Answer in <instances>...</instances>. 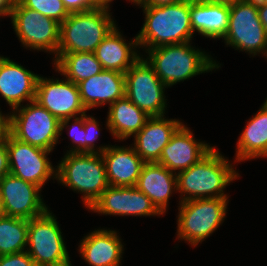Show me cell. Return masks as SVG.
Masks as SVG:
<instances>
[{
  "label": "cell",
  "mask_w": 267,
  "mask_h": 266,
  "mask_svg": "<svg viewBox=\"0 0 267 266\" xmlns=\"http://www.w3.org/2000/svg\"><path fill=\"white\" fill-rule=\"evenodd\" d=\"M229 5L210 3L205 0H190L192 31L211 38H224L228 29Z\"/></svg>",
  "instance_id": "23"
},
{
  "label": "cell",
  "mask_w": 267,
  "mask_h": 266,
  "mask_svg": "<svg viewBox=\"0 0 267 266\" xmlns=\"http://www.w3.org/2000/svg\"><path fill=\"white\" fill-rule=\"evenodd\" d=\"M89 209L105 215L161 214L151 200L136 186H109Z\"/></svg>",
  "instance_id": "15"
},
{
  "label": "cell",
  "mask_w": 267,
  "mask_h": 266,
  "mask_svg": "<svg viewBox=\"0 0 267 266\" xmlns=\"http://www.w3.org/2000/svg\"><path fill=\"white\" fill-rule=\"evenodd\" d=\"M181 125L179 120H168L163 116L150 117L135 135L136 153L145 163H157L163 148Z\"/></svg>",
  "instance_id": "20"
},
{
  "label": "cell",
  "mask_w": 267,
  "mask_h": 266,
  "mask_svg": "<svg viewBox=\"0 0 267 266\" xmlns=\"http://www.w3.org/2000/svg\"><path fill=\"white\" fill-rule=\"evenodd\" d=\"M109 186H136L145 162L133 148L100 147Z\"/></svg>",
  "instance_id": "18"
},
{
  "label": "cell",
  "mask_w": 267,
  "mask_h": 266,
  "mask_svg": "<svg viewBox=\"0 0 267 266\" xmlns=\"http://www.w3.org/2000/svg\"><path fill=\"white\" fill-rule=\"evenodd\" d=\"M227 198H205L183 201L178 215V238L193 245L207 238L226 215Z\"/></svg>",
  "instance_id": "7"
},
{
  "label": "cell",
  "mask_w": 267,
  "mask_h": 266,
  "mask_svg": "<svg viewBox=\"0 0 267 266\" xmlns=\"http://www.w3.org/2000/svg\"><path fill=\"white\" fill-rule=\"evenodd\" d=\"M210 3L224 4V5H233L239 0H205Z\"/></svg>",
  "instance_id": "40"
},
{
  "label": "cell",
  "mask_w": 267,
  "mask_h": 266,
  "mask_svg": "<svg viewBox=\"0 0 267 266\" xmlns=\"http://www.w3.org/2000/svg\"><path fill=\"white\" fill-rule=\"evenodd\" d=\"M84 128L86 131V153H93L94 151V141L95 138L98 137V131L100 128H98V123L93 117H87L86 114H84ZM98 130V131H97Z\"/></svg>",
  "instance_id": "32"
},
{
  "label": "cell",
  "mask_w": 267,
  "mask_h": 266,
  "mask_svg": "<svg viewBox=\"0 0 267 266\" xmlns=\"http://www.w3.org/2000/svg\"><path fill=\"white\" fill-rule=\"evenodd\" d=\"M131 1H133L135 4H139L140 5L143 0H131Z\"/></svg>",
  "instance_id": "42"
},
{
  "label": "cell",
  "mask_w": 267,
  "mask_h": 266,
  "mask_svg": "<svg viewBox=\"0 0 267 266\" xmlns=\"http://www.w3.org/2000/svg\"><path fill=\"white\" fill-rule=\"evenodd\" d=\"M259 19L267 32V4H257Z\"/></svg>",
  "instance_id": "37"
},
{
  "label": "cell",
  "mask_w": 267,
  "mask_h": 266,
  "mask_svg": "<svg viewBox=\"0 0 267 266\" xmlns=\"http://www.w3.org/2000/svg\"><path fill=\"white\" fill-rule=\"evenodd\" d=\"M145 23L136 36L138 46L148 49L164 45L190 42L192 26L190 22V0L163 6H142Z\"/></svg>",
  "instance_id": "1"
},
{
  "label": "cell",
  "mask_w": 267,
  "mask_h": 266,
  "mask_svg": "<svg viewBox=\"0 0 267 266\" xmlns=\"http://www.w3.org/2000/svg\"><path fill=\"white\" fill-rule=\"evenodd\" d=\"M133 45L135 47L138 45L137 38L127 45L120 32L114 27L96 47L94 54L103 70H115L125 74L140 58L135 51L131 50Z\"/></svg>",
  "instance_id": "24"
},
{
  "label": "cell",
  "mask_w": 267,
  "mask_h": 266,
  "mask_svg": "<svg viewBox=\"0 0 267 266\" xmlns=\"http://www.w3.org/2000/svg\"><path fill=\"white\" fill-rule=\"evenodd\" d=\"M124 75L125 96L148 116H164L166 101L163 90L167 86L147 59L140 57Z\"/></svg>",
  "instance_id": "10"
},
{
  "label": "cell",
  "mask_w": 267,
  "mask_h": 266,
  "mask_svg": "<svg viewBox=\"0 0 267 266\" xmlns=\"http://www.w3.org/2000/svg\"><path fill=\"white\" fill-rule=\"evenodd\" d=\"M150 118L126 96L109 107L107 127L118 139H126L137 134Z\"/></svg>",
  "instance_id": "25"
},
{
  "label": "cell",
  "mask_w": 267,
  "mask_h": 266,
  "mask_svg": "<svg viewBox=\"0 0 267 266\" xmlns=\"http://www.w3.org/2000/svg\"><path fill=\"white\" fill-rule=\"evenodd\" d=\"M2 214V201H1V194H0V215Z\"/></svg>",
  "instance_id": "43"
},
{
  "label": "cell",
  "mask_w": 267,
  "mask_h": 266,
  "mask_svg": "<svg viewBox=\"0 0 267 266\" xmlns=\"http://www.w3.org/2000/svg\"><path fill=\"white\" fill-rule=\"evenodd\" d=\"M148 53L150 58L147 62L166 86L219 68L210 57L191 48L189 42L148 49Z\"/></svg>",
  "instance_id": "4"
},
{
  "label": "cell",
  "mask_w": 267,
  "mask_h": 266,
  "mask_svg": "<svg viewBox=\"0 0 267 266\" xmlns=\"http://www.w3.org/2000/svg\"><path fill=\"white\" fill-rule=\"evenodd\" d=\"M57 168L55 178L73 190L84 193L83 201L88 208L109 187L101 153L69 152Z\"/></svg>",
  "instance_id": "5"
},
{
  "label": "cell",
  "mask_w": 267,
  "mask_h": 266,
  "mask_svg": "<svg viewBox=\"0 0 267 266\" xmlns=\"http://www.w3.org/2000/svg\"><path fill=\"white\" fill-rule=\"evenodd\" d=\"M12 0H0V15H9Z\"/></svg>",
  "instance_id": "38"
},
{
  "label": "cell",
  "mask_w": 267,
  "mask_h": 266,
  "mask_svg": "<svg viewBox=\"0 0 267 266\" xmlns=\"http://www.w3.org/2000/svg\"><path fill=\"white\" fill-rule=\"evenodd\" d=\"M86 110L98 105H110L125 96V75L115 70H103L78 84Z\"/></svg>",
  "instance_id": "19"
},
{
  "label": "cell",
  "mask_w": 267,
  "mask_h": 266,
  "mask_svg": "<svg viewBox=\"0 0 267 266\" xmlns=\"http://www.w3.org/2000/svg\"><path fill=\"white\" fill-rule=\"evenodd\" d=\"M81 117H76L75 122L71 128L70 136L73 143H77L76 147L70 152L84 153L86 152V131L84 128V114Z\"/></svg>",
  "instance_id": "30"
},
{
  "label": "cell",
  "mask_w": 267,
  "mask_h": 266,
  "mask_svg": "<svg viewBox=\"0 0 267 266\" xmlns=\"http://www.w3.org/2000/svg\"><path fill=\"white\" fill-rule=\"evenodd\" d=\"M229 8L228 29L224 36L227 45L254 55L263 51L267 57V32L259 19L257 3L239 0Z\"/></svg>",
  "instance_id": "8"
},
{
  "label": "cell",
  "mask_w": 267,
  "mask_h": 266,
  "mask_svg": "<svg viewBox=\"0 0 267 266\" xmlns=\"http://www.w3.org/2000/svg\"><path fill=\"white\" fill-rule=\"evenodd\" d=\"M237 147L236 160L238 161L267 156V106L265 104L246 125Z\"/></svg>",
  "instance_id": "26"
},
{
  "label": "cell",
  "mask_w": 267,
  "mask_h": 266,
  "mask_svg": "<svg viewBox=\"0 0 267 266\" xmlns=\"http://www.w3.org/2000/svg\"><path fill=\"white\" fill-rule=\"evenodd\" d=\"M238 175L213 147L196 164L176 175L177 190L189 194L188 197L182 198L181 202L193 199L227 198L223 189Z\"/></svg>",
  "instance_id": "2"
},
{
  "label": "cell",
  "mask_w": 267,
  "mask_h": 266,
  "mask_svg": "<svg viewBox=\"0 0 267 266\" xmlns=\"http://www.w3.org/2000/svg\"><path fill=\"white\" fill-rule=\"evenodd\" d=\"M55 65L58 72L75 84L103 71L94 53H57Z\"/></svg>",
  "instance_id": "27"
},
{
  "label": "cell",
  "mask_w": 267,
  "mask_h": 266,
  "mask_svg": "<svg viewBox=\"0 0 267 266\" xmlns=\"http://www.w3.org/2000/svg\"><path fill=\"white\" fill-rule=\"evenodd\" d=\"M107 9L93 8L70 13L60 24L57 53H94L115 27Z\"/></svg>",
  "instance_id": "3"
},
{
  "label": "cell",
  "mask_w": 267,
  "mask_h": 266,
  "mask_svg": "<svg viewBox=\"0 0 267 266\" xmlns=\"http://www.w3.org/2000/svg\"><path fill=\"white\" fill-rule=\"evenodd\" d=\"M29 220L0 215V256L23 252Z\"/></svg>",
  "instance_id": "28"
},
{
  "label": "cell",
  "mask_w": 267,
  "mask_h": 266,
  "mask_svg": "<svg viewBox=\"0 0 267 266\" xmlns=\"http://www.w3.org/2000/svg\"><path fill=\"white\" fill-rule=\"evenodd\" d=\"M115 231L97 230L80 245L84 260L92 266H119L123 245Z\"/></svg>",
  "instance_id": "22"
},
{
  "label": "cell",
  "mask_w": 267,
  "mask_h": 266,
  "mask_svg": "<svg viewBox=\"0 0 267 266\" xmlns=\"http://www.w3.org/2000/svg\"><path fill=\"white\" fill-rule=\"evenodd\" d=\"M88 1L94 8L108 9L109 7L108 3L111 2L112 0H88Z\"/></svg>",
  "instance_id": "39"
},
{
  "label": "cell",
  "mask_w": 267,
  "mask_h": 266,
  "mask_svg": "<svg viewBox=\"0 0 267 266\" xmlns=\"http://www.w3.org/2000/svg\"><path fill=\"white\" fill-rule=\"evenodd\" d=\"M9 174V159L6 144L0 140V180Z\"/></svg>",
  "instance_id": "34"
},
{
  "label": "cell",
  "mask_w": 267,
  "mask_h": 266,
  "mask_svg": "<svg viewBox=\"0 0 267 266\" xmlns=\"http://www.w3.org/2000/svg\"><path fill=\"white\" fill-rule=\"evenodd\" d=\"M0 266H36L27 251L0 256Z\"/></svg>",
  "instance_id": "31"
},
{
  "label": "cell",
  "mask_w": 267,
  "mask_h": 266,
  "mask_svg": "<svg viewBox=\"0 0 267 266\" xmlns=\"http://www.w3.org/2000/svg\"><path fill=\"white\" fill-rule=\"evenodd\" d=\"M212 148L203 142H196L191 131L182 124L163 148L157 163L169 171L181 172L196 164Z\"/></svg>",
  "instance_id": "16"
},
{
  "label": "cell",
  "mask_w": 267,
  "mask_h": 266,
  "mask_svg": "<svg viewBox=\"0 0 267 266\" xmlns=\"http://www.w3.org/2000/svg\"><path fill=\"white\" fill-rule=\"evenodd\" d=\"M17 114L9 115V133L19 141L53 150L60 131V121L35 100L22 107Z\"/></svg>",
  "instance_id": "6"
},
{
  "label": "cell",
  "mask_w": 267,
  "mask_h": 266,
  "mask_svg": "<svg viewBox=\"0 0 267 266\" xmlns=\"http://www.w3.org/2000/svg\"><path fill=\"white\" fill-rule=\"evenodd\" d=\"M27 253L36 266H63L70 263L60 228L48 210L29 220Z\"/></svg>",
  "instance_id": "9"
},
{
  "label": "cell",
  "mask_w": 267,
  "mask_h": 266,
  "mask_svg": "<svg viewBox=\"0 0 267 266\" xmlns=\"http://www.w3.org/2000/svg\"><path fill=\"white\" fill-rule=\"evenodd\" d=\"M257 4H267V0H254Z\"/></svg>",
  "instance_id": "41"
},
{
  "label": "cell",
  "mask_w": 267,
  "mask_h": 266,
  "mask_svg": "<svg viewBox=\"0 0 267 266\" xmlns=\"http://www.w3.org/2000/svg\"><path fill=\"white\" fill-rule=\"evenodd\" d=\"M2 141L8 150L9 173L42 188L55 172L47 158L50 151L19 141L10 133Z\"/></svg>",
  "instance_id": "12"
},
{
  "label": "cell",
  "mask_w": 267,
  "mask_h": 266,
  "mask_svg": "<svg viewBox=\"0 0 267 266\" xmlns=\"http://www.w3.org/2000/svg\"><path fill=\"white\" fill-rule=\"evenodd\" d=\"M19 39L26 47L45 49L57 56L60 42V23L39 12L24 7L18 0H12L9 15Z\"/></svg>",
  "instance_id": "11"
},
{
  "label": "cell",
  "mask_w": 267,
  "mask_h": 266,
  "mask_svg": "<svg viewBox=\"0 0 267 266\" xmlns=\"http://www.w3.org/2000/svg\"><path fill=\"white\" fill-rule=\"evenodd\" d=\"M24 7L35 10L43 16L49 17L62 23L69 12L64 7L62 0H18Z\"/></svg>",
  "instance_id": "29"
},
{
  "label": "cell",
  "mask_w": 267,
  "mask_h": 266,
  "mask_svg": "<svg viewBox=\"0 0 267 266\" xmlns=\"http://www.w3.org/2000/svg\"><path fill=\"white\" fill-rule=\"evenodd\" d=\"M173 186L177 190L176 174L158 163H145L136 184L161 214L167 208Z\"/></svg>",
  "instance_id": "21"
},
{
  "label": "cell",
  "mask_w": 267,
  "mask_h": 266,
  "mask_svg": "<svg viewBox=\"0 0 267 266\" xmlns=\"http://www.w3.org/2000/svg\"><path fill=\"white\" fill-rule=\"evenodd\" d=\"M69 13L81 12L93 9L88 0H62Z\"/></svg>",
  "instance_id": "33"
},
{
  "label": "cell",
  "mask_w": 267,
  "mask_h": 266,
  "mask_svg": "<svg viewBox=\"0 0 267 266\" xmlns=\"http://www.w3.org/2000/svg\"><path fill=\"white\" fill-rule=\"evenodd\" d=\"M184 0H143L140 6H163L180 3Z\"/></svg>",
  "instance_id": "35"
},
{
  "label": "cell",
  "mask_w": 267,
  "mask_h": 266,
  "mask_svg": "<svg viewBox=\"0 0 267 266\" xmlns=\"http://www.w3.org/2000/svg\"><path fill=\"white\" fill-rule=\"evenodd\" d=\"M10 117L4 116L0 112V140H2L9 133Z\"/></svg>",
  "instance_id": "36"
},
{
  "label": "cell",
  "mask_w": 267,
  "mask_h": 266,
  "mask_svg": "<svg viewBox=\"0 0 267 266\" xmlns=\"http://www.w3.org/2000/svg\"><path fill=\"white\" fill-rule=\"evenodd\" d=\"M35 101L60 121V131L76 114L83 115L86 108L81 101L78 85L72 81L38 78Z\"/></svg>",
  "instance_id": "13"
},
{
  "label": "cell",
  "mask_w": 267,
  "mask_h": 266,
  "mask_svg": "<svg viewBox=\"0 0 267 266\" xmlns=\"http://www.w3.org/2000/svg\"><path fill=\"white\" fill-rule=\"evenodd\" d=\"M39 75L0 56V94L17 111L24 100H35Z\"/></svg>",
  "instance_id": "17"
},
{
  "label": "cell",
  "mask_w": 267,
  "mask_h": 266,
  "mask_svg": "<svg viewBox=\"0 0 267 266\" xmlns=\"http://www.w3.org/2000/svg\"><path fill=\"white\" fill-rule=\"evenodd\" d=\"M40 187L12 174L0 180L2 215L30 220L45 213L48 208L39 196Z\"/></svg>",
  "instance_id": "14"
}]
</instances>
